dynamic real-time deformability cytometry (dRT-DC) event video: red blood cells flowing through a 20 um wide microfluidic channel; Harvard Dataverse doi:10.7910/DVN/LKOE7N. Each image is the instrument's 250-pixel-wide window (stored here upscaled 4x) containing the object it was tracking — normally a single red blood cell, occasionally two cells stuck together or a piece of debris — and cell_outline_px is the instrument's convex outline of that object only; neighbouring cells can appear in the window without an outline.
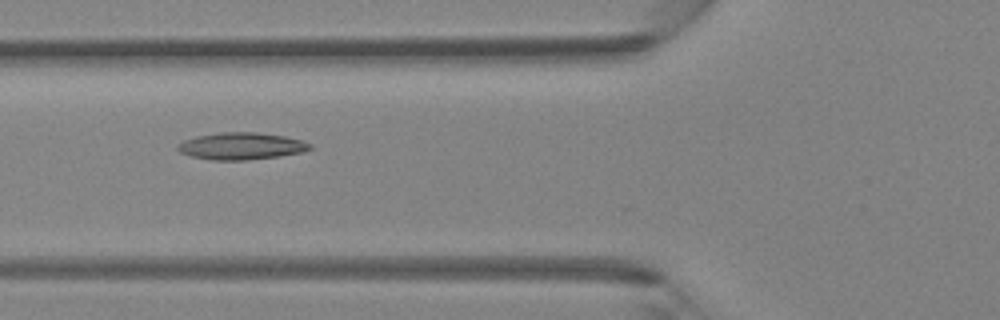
{"species": "Egyptian fruit bat (a non-hibernating species)", "species_latin": "Rousettus aegyptiacus", "temperature_condition": "room temperature", "stored_images_in_passage": 2, "camera_frame_rate_fps": 3000, "um_per_image_px": 0.085, "animal": {"sex": "female"}, "frame": {"image": 1, "passage_image": 2, "time_ms": 0.333, "image_size_px": [1000, 320], "cell_outline_px": [[312, 148], [300, 152], [276, 156], [248, 160], [212, 160], [188, 156], [180, 152], [176, 148], [176, 144], [184, 140], [196, 136], [220, 132], [256, 132], [284, 136], [300, 140], [312, 144]], "centroid_in_image_um": [20.43, 12.41], "position_along_channel_um": 105.4, "area_um2": 20.81}}